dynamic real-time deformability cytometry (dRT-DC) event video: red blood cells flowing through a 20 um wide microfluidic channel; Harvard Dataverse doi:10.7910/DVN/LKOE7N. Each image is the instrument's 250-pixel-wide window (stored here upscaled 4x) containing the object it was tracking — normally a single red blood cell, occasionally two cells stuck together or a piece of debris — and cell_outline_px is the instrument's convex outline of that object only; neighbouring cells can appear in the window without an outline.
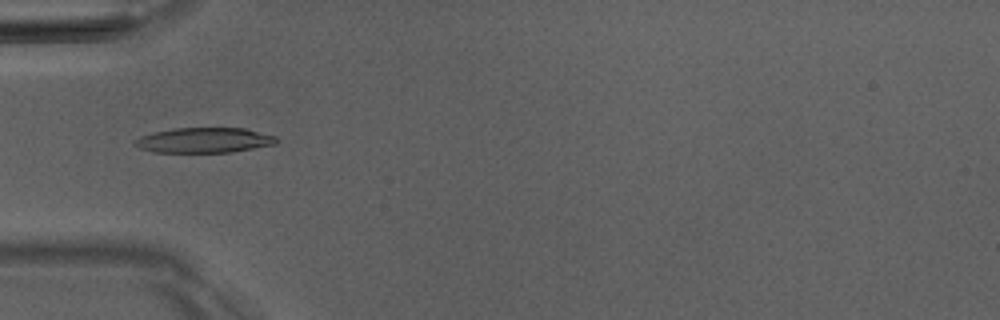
{"species": "Egyptian fruit bat (a non-hibernating species)", "species_latin": "Rousettus aegyptiacus", "temperature_condition": "room temperature", "stored_images_in_passage": 5, "camera_frame_rate_fps": 3000, "um_per_image_px": 0.085, "animal": {"sex": "male"}, "frame": {"image": 1, "passage_image": 5, "time_ms": 5.333, "image_size_px": [1000, 320], "cell_outline_px": [[276, 144], [232, 152], [152, 152], [140, 148], [132, 144], [132, 140], [140, 136], [152, 132], [176, 128], [244, 128], [276, 136]], "centroid_in_image_um": [17.3, 11.92], "position_along_channel_um": 67.7, "area_um2": 20.81}}